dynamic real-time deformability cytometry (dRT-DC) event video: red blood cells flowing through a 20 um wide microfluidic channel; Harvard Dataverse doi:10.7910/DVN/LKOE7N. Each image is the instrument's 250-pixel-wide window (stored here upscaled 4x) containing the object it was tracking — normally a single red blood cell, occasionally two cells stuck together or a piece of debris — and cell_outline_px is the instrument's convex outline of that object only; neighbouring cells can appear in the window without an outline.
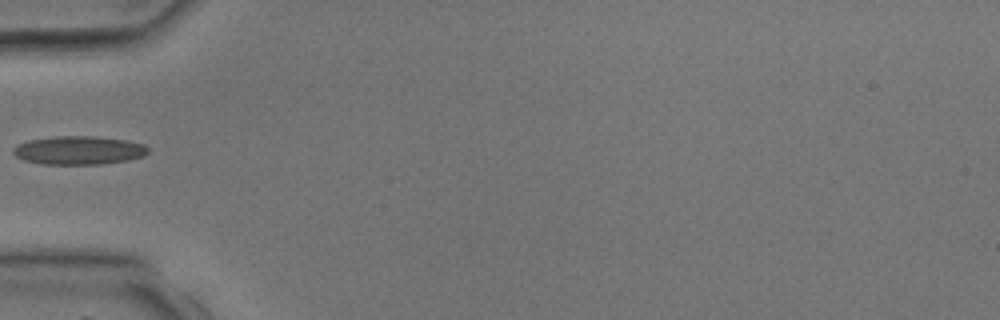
{"species": "common noctule bat (a hibernating species)", "species_latin": "Nyctalus noctula", "temperature_condition": "room temperature", "stored_images_in_passage": 1, "camera_frame_rate_fps": 3000, "um_per_image_px": 0.085, "animal": {"sex": "male", "body_mass_g": 17.9, "forearm_length_mm": 54.2}, "frame": {"image": 1, "passage_image": 1, "time_ms": 0.0, "image_size_px": [1000, 320], "cell_outline_px": [[148, 152], [144, 156], [128, 160], [100, 164], [40, 164], [24, 160], [16, 156], [12, 152], [12, 148], [16, 144], [28, 140], [56, 136], [92, 136], [124, 140], [144, 144], [148, 148]], "centroid_in_image_um": [6.66, 12.78], "position_along_channel_um": 78.3, "area_um2": 22.43}}